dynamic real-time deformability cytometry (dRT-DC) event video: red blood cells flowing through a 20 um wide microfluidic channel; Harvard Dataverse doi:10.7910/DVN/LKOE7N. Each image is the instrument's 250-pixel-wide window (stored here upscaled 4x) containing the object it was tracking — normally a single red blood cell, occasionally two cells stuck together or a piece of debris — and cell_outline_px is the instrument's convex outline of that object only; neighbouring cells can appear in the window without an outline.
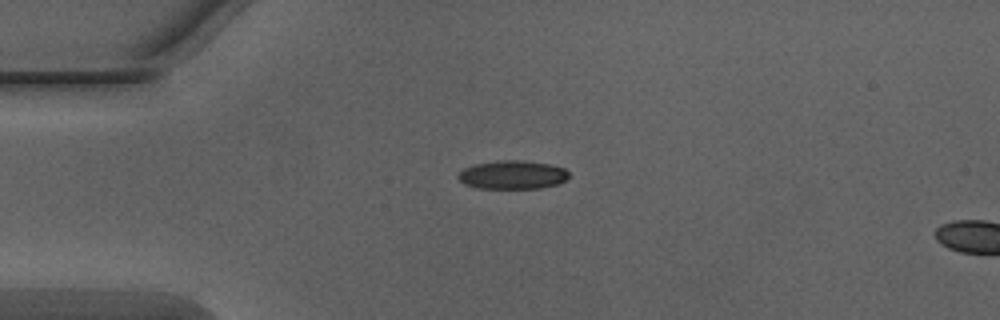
{"species": "Egyptian fruit bat (a non-hibernating species)", "species_latin": "Rousettus aegyptiacus", "temperature_condition": "warm", "stored_images_in_passage": 36, "camera_frame_rate_fps": 3000, "um_per_image_px": 0.085, "animal": {"sex": "male"}, "frame": {"image": 1, "passage_image": 1, "time_ms": 0.0, "image_size_px": [1000, 320], "cell_outline_px": [[568, 176], [564, 180], [556, 184], [540, 188], [476, 188], [464, 184], [456, 176], [464, 168], [476, 164], [500, 160], [516, 160], [548, 164], [564, 168], [568, 172]], "centroid_in_image_um": [43.52, 14.86], "position_along_channel_um": 41.5, "area_um2": 18.15}}
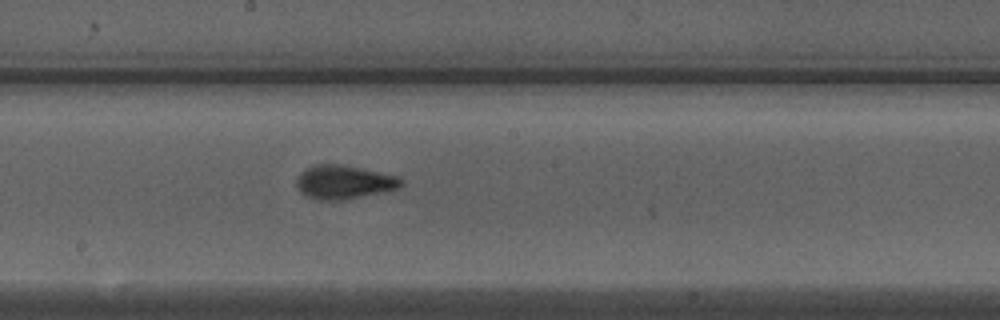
{"frame": {"image": 2, "passage_image": 16, "time_ms": 5.0, "image_size_px": [1000, 320], "cell_outline_px": [[404, 184], [400, 188], [384, 192], [340, 200], [316, 200], [300, 192], [296, 188], [296, 180], [300, 172], [316, 164], [336, 164], [396, 176], [404, 180]], "centroid_in_image_um": [29.21, 15.5], "position_along_channel_um": 219.0, "area_um2": 20.29}}
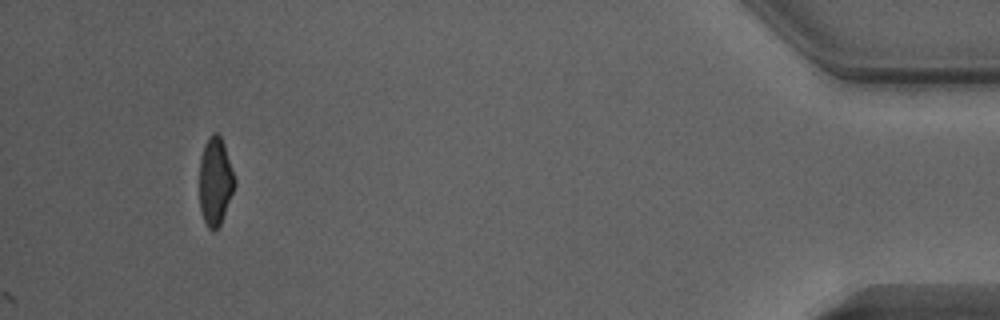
{"frame": {"image": 3, "passage_image": 36, "time_ms": 11.667, "image_size_px": [1000, 320], "cell_outline_px": [[236, 184], [220, 224], [216, 232], [212, 232], [208, 228], [200, 212], [200, 156], [204, 144], [208, 136], [212, 132], [216, 132], [220, 136], [224, 144], [236, 180]], "centroid_in_image_um": [18.29, 15.41], "position_along_channel_um": 416.9, "area_um2": 18.21}, "authors_computed_cell_mechanics": {"area_um2": 19.1318, "velocity_mm_per_s": 4.07, "shape_relaxation_time_tau1_ms": 3.5317, "shape_relaxation_time_tau2_ms": 1.0057, "deformation_change_tau1": 0.1433, "deformation_change_tau2": 0.0617}}